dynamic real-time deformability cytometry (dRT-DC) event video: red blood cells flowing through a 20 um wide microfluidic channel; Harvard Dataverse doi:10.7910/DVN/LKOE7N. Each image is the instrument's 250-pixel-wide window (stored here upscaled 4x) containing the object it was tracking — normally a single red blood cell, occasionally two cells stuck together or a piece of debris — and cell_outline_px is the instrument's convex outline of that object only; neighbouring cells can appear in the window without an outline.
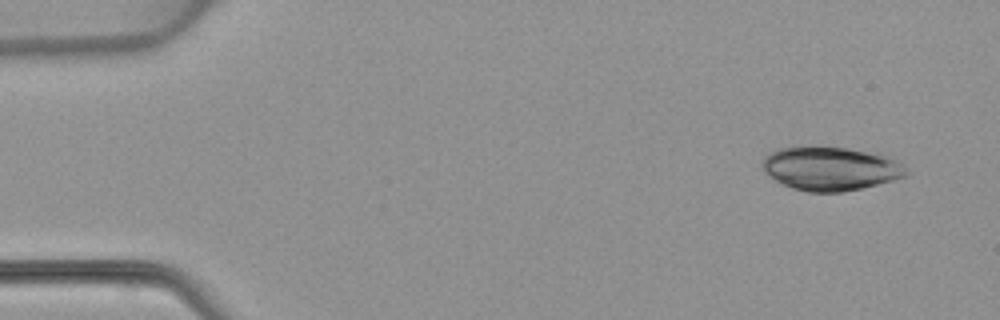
{"species": "common noctule bat (a hibernating species)", "species_latin": "Nyctalus noctula", "temperature_condition": "warm", "stored_images_in_passage": 5, "camera_frame_rate_fps": 3000, "um_per_image_px": 0.085, "animal": {"sex": "female", "body_mass_g": 22.7, "forearm_length_mm": 54.2}, "frame": {"image": 1, "passage_image": 5, "time_ms": 5.333, "image_size_px": [1000, 320], "cell_outline_px": [[912, 172], [908, 176], [844, 192], [808, 192], [792, 188], [776, 180], [764, 172], [764, 156], [768, 152], [776, 148], [816, 144], [880, 152], [892, 156], [900, 160]], "centroid_in_image_um": [70.67, 14.27], "position_along_channel_um": 14.3, "area_um2": 37.92}}